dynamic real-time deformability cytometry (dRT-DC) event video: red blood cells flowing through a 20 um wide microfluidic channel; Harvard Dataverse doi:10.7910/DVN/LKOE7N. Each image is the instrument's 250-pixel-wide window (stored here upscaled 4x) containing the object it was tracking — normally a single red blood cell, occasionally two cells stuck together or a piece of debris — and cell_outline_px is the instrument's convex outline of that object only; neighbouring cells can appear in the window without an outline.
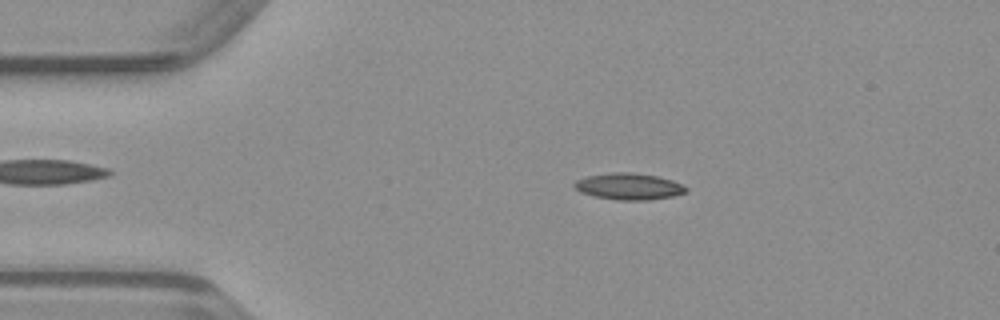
{"species": "common noctule bat (a hibernating species)", "species_latin": "Nyctalus noctula", "temperature_condition": "warm", "stored_images_in_passage": 48, "camera_frame_rate_fps": 3000, "um_per_image_px": 0.085, "animal": {"sex": "male", "body_mass_g": 23.1, "forearm_length_mm": 52.7}, "frame": {"image": 1, "passage_image": 9, "time_ms": 2.667, "image_size_px": [1000, 320], "cell_outline_px": [[688, 192], [672, 196], [648, 200], [616, 200], [592, 196], [580, 192], [572, 184], [576, 180], [588, 176], [612, 172], [628, 172], [656, 176], [672, 180], [688, 188]], "centroid_in_image_um": [53.43, 15.85], "position_along_channel_um": 31.6, "area_um2": 17.22}}
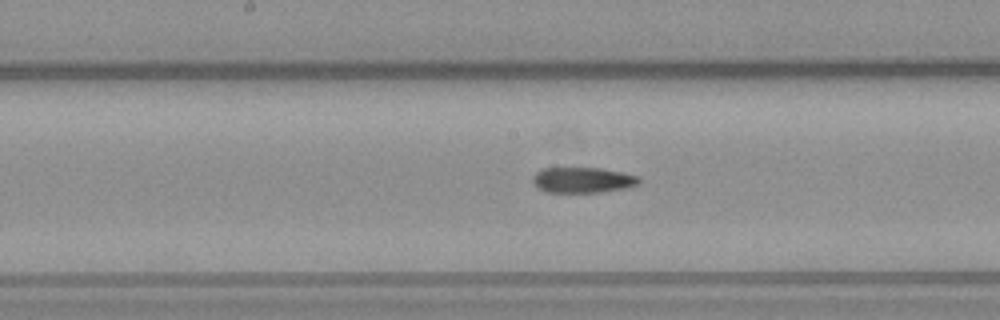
{"frame": {"image": 2, "passage_image": 24, "time_ms": 7.667, "image_size_px": [1000, 320], "cell_outline_px": [[640, 184], [624, 188], [600, 192], [548, 192], [536, 188], [532, 180], [532, 176], [536, 172], [544, 168], [600, 168], [640, 176]], "centroid_in_image_um": [49.51, 15.3], "position_along_channel_um": 198.7, "area_um2": 15.84}}
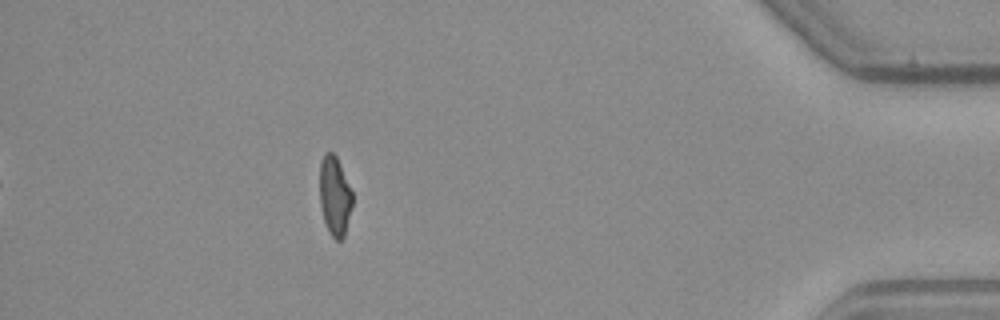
{"frame": {"image": 3, "passage_image": 43, "time_ms": 14.0, "image_size_px": [1000, 320], "cell_outline_px": [[352, 204], [344, 236], [340, 240], [336, 240], [328, 232], [324, 220], [320, 204], [320, 160], [324, 152], [332, 152], [336, 156], [340, 164], [352, 192]], "centroid_in_image_um": [28.43, 16.64], "position_along_channel_um": 406.8, "area_um2": 15.03}}